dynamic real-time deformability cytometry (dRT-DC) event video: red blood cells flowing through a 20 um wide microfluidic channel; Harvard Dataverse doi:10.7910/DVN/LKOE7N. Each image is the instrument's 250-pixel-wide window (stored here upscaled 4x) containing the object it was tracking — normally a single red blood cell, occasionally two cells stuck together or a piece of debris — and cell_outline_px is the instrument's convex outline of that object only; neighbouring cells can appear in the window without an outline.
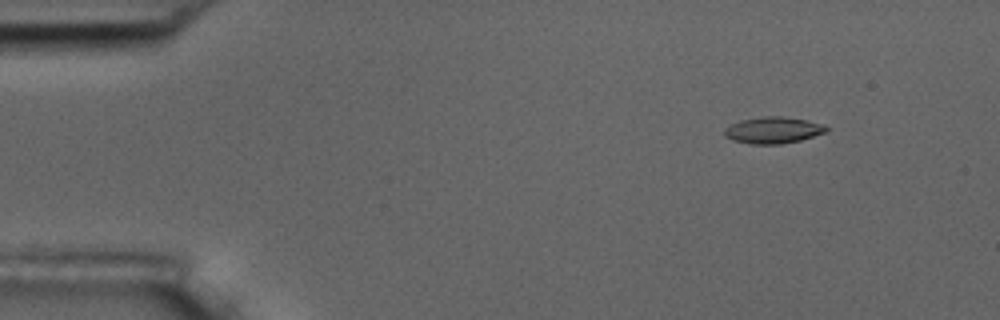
{"species": "common noctule bat (a hibernating species)", "species_latin": "Nyctalus noctula", "temperature_condition": "room temperature", "stored_images_in_passage": 5, "camera_frame_rate_fps": 3000, "um_per_image_px": 0.085, "animal": {"sex": "male", "body_mass_g": 17.5, "forearm_length_mm": 52.3}, "frame": {"image": 1, "passage_image": 2, "time_ms": 0.333, "image_size_px": [1000, 320], "cell_outline_px": [[828, 132], [800, 140], [780, 144], [748, 144], [732, 140], [724, 136], [724, 128], [740, 120], [764, 116], [784, 116], [808, 120], [824, 124], [828, 128]], "centroid_in_image_um": [65.73, 11.06], "position_along_channel_um": 19.3, "area_um2": 15.95}}
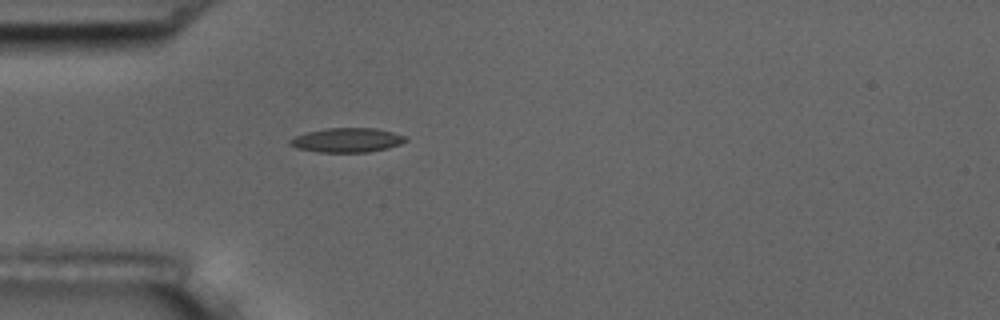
{"frame": {"image": 2, "passage_image": 5, "time_ms": 1.333, "image_size_px": [1000, 320], "cell_outline_px": [[408, 140], [400, 144], [388, 148], [368, 152], [316, 152], [296, 148], [288, 144], [288, 140], [296, 136], [308, 132], [328, 128], [376, 128], [392, 132], [404, 136]], "centroid_in_image_um": [29.48, 11.92], "position_along_channel_um": 55.5, "area_um2": 16.36}}